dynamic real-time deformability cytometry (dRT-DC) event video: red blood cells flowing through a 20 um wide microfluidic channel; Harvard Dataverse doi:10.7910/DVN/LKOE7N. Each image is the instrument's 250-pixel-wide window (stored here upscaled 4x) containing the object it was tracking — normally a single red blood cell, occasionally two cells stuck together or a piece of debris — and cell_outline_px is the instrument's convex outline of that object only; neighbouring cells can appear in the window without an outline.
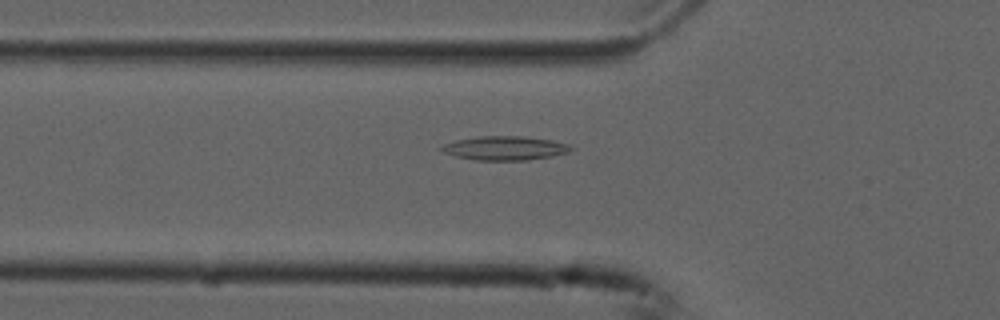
{"species": "common noctule bat (a hibernating species)", "species_latin": "Nyctalus noctula", "temperature_condition": "cold", "stored_images_in_passage": 55, "camera_frame_rate_fps": 3000, "um_per_image_px": 0.085, "animal": {"sex": "male", "forearm_length_mm": 52.5}, "frame": {"image": 1, "passage_image": 19, "time_ms": 6.0, "image_size_px": [1000, 320], "cell_outline_px": [[576, 148], [568, 152], [552, 156], [528, 160], [476, 160], [456, 156], [444, 152], [440, 148], [444, 144], [456, 140], [480, 136], [524, 136], [552, 140], [572, 144]], "centroid_in_image_um": [42.99, 12.58], "position_along_channel_um": 82.8, "area_um2": 18.15}}
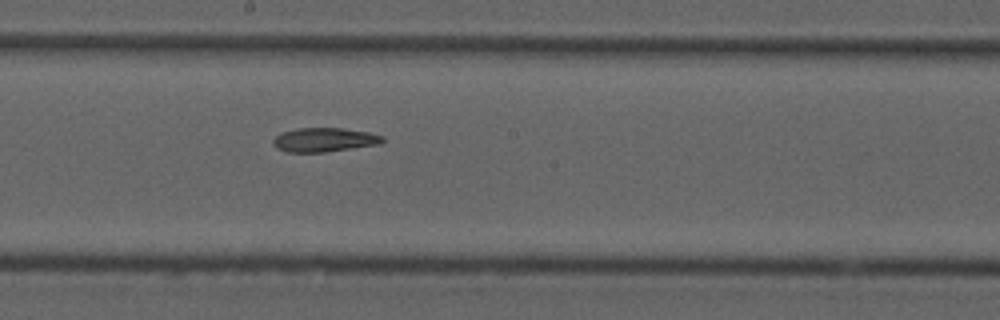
{"frame": {"image": 2, "passage_image": 30, "time_ms": 9.667, "image_size_px": [1000, 320], "cell_outline_px": [[384, 140], [380, 144], [324, 152], [288, 152], [276, 148], [272, 144], [272, 140], [280, 132], [300, 128], [340, 128], [368, 132], [384, 136]], "centroid_in_image_um": [27.54, 11.88], "position_along_channel_um": 220.7, "area_um2": 15.32}}
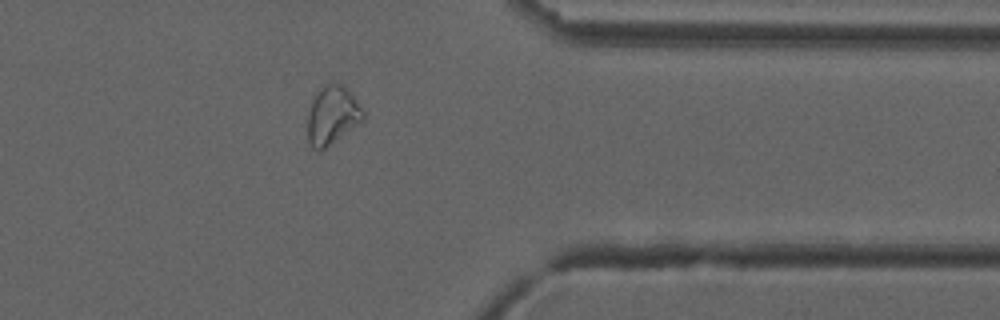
{"frame": {"image": 3, "passage_image": 44, "time_ms": 14.333, "image_size_px": [1000, 320], "cell_outline_px": [[364, 120], [320, 152], [312, 148], [308, 140], [308, 112], [312, 100], [320, 88], [324, 84], [344, 84], [348, 88], [364, 112]], "centroid_in_image_um": [28.24, 9.81], "position_along_channel_um": 383.2, "area_um2": 18.9}, "authors_computed_cell_mechanics": {"area_um2": 18.1492, "velocity_mm_per_s": 3.74, "shape_relaxation_time_tau1_ms": null, "shape_relaxation_time_tau2_ms": 4.5487, "deformation_change_tau1": null, "deformation_change_tau2": 0.1209}}